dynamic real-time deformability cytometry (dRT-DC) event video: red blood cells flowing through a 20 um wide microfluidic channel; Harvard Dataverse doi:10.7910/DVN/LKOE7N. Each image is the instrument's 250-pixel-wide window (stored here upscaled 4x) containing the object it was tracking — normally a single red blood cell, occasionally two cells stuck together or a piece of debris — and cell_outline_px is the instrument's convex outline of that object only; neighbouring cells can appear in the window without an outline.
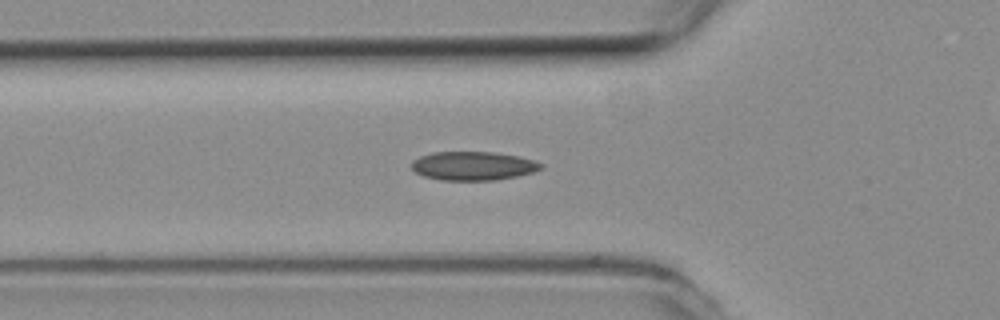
{"species": "common noctule bat (a hibernating species)", "species_latin": "Nyctalus noctula", "temperature_condition": "room temperature", "stored_images_in_passage": 17, "camera_frame_rate_fps": 3000, "um_per_image_px": 0.085, "animal": {"sex": "female", "body_mass_g": 19.3, "forearm_length_mm": 54.1}, "frame": {"image": 1, "passage_image": 16, "time_ms": 5.0, "image_size_px": [1000, 320], "cell_outline_px": [[544, 164], [540, 168], [532, 172], [516, 176], [496, 180], [440, 180], [424, 176], [416, 172], [412, 168], [412, 160], [420, 156], [432, 152], [492, 152], [520, 156], [536, 160]], "centroid_in_image_um": [40.22, 14.09], "position_along_channel_um": 85.6, "area_um2": 21.68}}